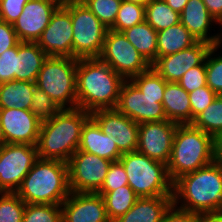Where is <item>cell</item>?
Segmentation results:
<instances>
[{"instance_id": "41", "label": "cell", "mask_w": 222, "mask_h": 222, "mask_svg": "<svg viewBox=\"0 0 222 222\" xmlns=\"http://www.w3.org/2000/svg\"><path fill=\"white\" fill-rule=\"evenodd\" d=\"M16 80V46L0 55V84Z\"/></svg>"}, {"instance_id": "4", "label": "cell", "mask_w": 222, "mask_h": 222, "mask_svg": "<svg viewBox=\"0 0 222 222\" xmlns=\"http://www.w3.org/2000/svg\"><path fill=\"white\" fill-rule=\"evenodd\" d=\"M15 193L26 204L61 205L71 193L67 163L38 158Z\"/></svg>"}, {"instance_id": "44", "label": "cell", "mask_w": 222, "mask_h": 222, "mask_svg": "<svg viewBox=\"0 0 222 222\" xmlns=\"http://www.w3.org/2000/svg\"><path fill=\"white\" fill-rule=\"evenodd\" d=\"M177 207L172 204L166 211L161 222H197V213Z\"/></svg>"}, {"instance_id": "17", "label": "cell", "mask_w": 222, "mask_h": 222, "mask_svg": "<svg viewBox=\"0 0 222 222\" xmlns=\"http://www.w3.org/2000/svg\"><path fill=\"white\" fill-rule=\"evenodd\" d=\"M211 44L197 41L191 47L175 54L157 57L151 67L166 81L178 83L192 67L200 65L206 58Z\"/></svg>"}, {"instance_id": "5", "label": "cell", "mask_w": 222, "mask_h": 222, "mask_svg": "<svg viewBox=\"0 0 222 222\" xmlns=\"http://www.w3.org/2000/svg\"><path fill=\"white\" fill-rule=\"evenodd\" d=\"M214 161L213 137L192 124H178L167 171L172 182Z\"/></svg>"}, {"instance_id": "30", "label": "cell", "mask_w": 222, "mask_h": 222, "mask_svg": "<svg viewBox=\"0 0 222 222\" xmlns=\"http://www.w3.org/2000/svg\"><path fill=\"white\" fill-rule=\"evenodd\" d=\"M191 124L213 138L222 132V96L218 95L203 112L194 118Z\"/></svg>"}, {"instance_id": "32", "label": "cell", "mask_w": 222, "mask_h": 222, "mask_svg": "<svg viewBox=\"0 0 222 222\" xmlns=\"http://www.w3.org/2000/svg\"><path fill=\"white\" fill-rule=\"evenodd\" d=\"M145 21V6L122 0L116 20L110 28L122 32Z\"/></svg>"}, {"instance_id": "23", "label": "cell", "mask_w": 222, "mask_h": 222, "mask_svg": "<svg viewBox=\"0 0 222 222\" xmlns=\"http://www.w3.org/2000/svg\"><path fill=\"white\" fill-rule=\"evenodd\" d=\"M47 57L36 42H19L16 45V80L35 83Z\"/></svg>"}, {"instance_id": "48", "label": "cell", "mask_w": 222, "mask_h": 222, "mask_svg": "<svg viewBox=\"0 0 222 222\" xmlns=\"http://www.w3.org/2000/svg\"><path fill=\"white\" fill-rule=\"evenodd\" d=\"M166 3L179 14L183 11L188 0H165Z\"/></svg>"}, {"instance_id": "14", "label": "cell", "mask_w": 222, "mask_h": 222, "mask_svg": "<svg viewBox=\"0 0 222 222\" xmlns=\"http://www.w3.org/2000/svg\"><path fill=\"white\" fill-rule=\"evenodd\" d=\"M178 124L169 120L139 124L137 151L150 159L168 164Z\"/></svg>"}, {"instance_id": "6", "label": "cell", "mask_w": 222, "mask_h": 222, "mask_svg": "<svg viewBox=\"0 0 222 222\" xmlns=\"http://www.w3.org/2000/svg\"><path fill=\"white\" fill-rule=\"evenodd\" d=\"M119 161L126 171L128 185L139 198L173 195L166 164L138 151L123 153Z\"/></svg>"}, {"instance_id": "31", "label": "cell", "mask_w": 222, "mask_h": 222, "mask_svg": "<svg viewBox=\"0 0 222 222\" xmlns=\"http://www.w3.org/2000/svg\"><path fill=\"white\" fill-rule=\"evenodd\" d=\"M143 95L159 98L162 103L166 81L152 68L130 79Z\"/></svg>"}, {"instance_id": "18", "label": "cell", "mask_w": 222, "mask_h": 222, "mask_svg": "<svg viewBox=\"0 0 222 222\" xmlns=\"http://www.w3.org/2000/svg\"><path fill=\"white\" fill-rule=\"evenodd\" d=\"M0 122L5 143L36 146L41 122L30 110L0 109Z\"/></svg>"}, {"instance_id": "37", "label": "cell", "mask_w": 222, "mask_h": 222, "mask_svg": "<svg viewBox=\"0 0 222 222\" xmlns=\"http://www.w3.org/2000/svg\"><path fill=\"white\" fill-rule=\"evenodd\" d=\"M218 48L220 44L212 46L206 55V84L217 95L222 96V56H212Z\"/></svg>"}, {"instance_id": "20", "label": "cell", "mask_w": 222, "mask_h": 222, "mask_svg": "<svg viewBox=\"0 0 222 222\" xmlns=\"http://www.w3.org/2000/svg\"><path fill=\"white\" fill-rule=\"evenodd\" d=\"M180 22L189 30L190 34L197 40L214 45L222 42L221 34L208 36L211 23L218 22L208 12L202 0H188L183 11L180 13Z\"/></svg>"}, {"instance_id": "7", "label": "cell", "mask_w": 222, "mask_h": 222, "mask_svg": "<svg viewBox=\"0 0 222 222\" xmlns=\"http://www.w3.org/2000/svg\"><path fill=\"white\" fill-rule=\"evenodd\" d=\"M77 62L76 58L48 56L35 82L61 109L77 107Z\"/></svg>"}, {"instance_id": "10", "label": "cell", "mask_w": 222, "mask_h": 222, "mask_svg": "<svg viewBox=\"0 0 222 222\" xmlns=\"http://www.w3.org/2000/svg\"><path fill=\"white\" fill-rule=\"evenodd\" d=\"M38 159L37 147L5 143L0 147V193H15Z\"/></svg>"}, {"instance_id": "43", "label": "cell", "mask_w": 222, "mask_h": 222, "mask_svg": "<svg viewBox=\"0 0 222 222\" xmlns=\"http://www.w3.org/2000/svg\"><path fill=\"white\" fill-rule=\"evenodd\" d=\"M12 24L0 20V55L19 43Z\"/></svg>"}, {"instance_id": "28", "label": "cell", "mask_w": 222, "mask_h": 222, "mask_svg": "<svg viewBox=\"0 0 222 222\" xmlns=\"http://www.w3.org/2000/svg\"><path fill=\"white\" fill-rule=\"evenodd\" d=\"M104 200L107 216L111 222L124 215L139 198L129 185L113 191H98Z\"/></svg>"}, {"instance_id": "47", "label": "cell", "mask_w": 222, "mask_h": 222, "mask_svg": "<svg viewBox=\"0 0 222 222\" xmlns=\"http://www.w3.org/2000/svg\"><path fill=\"white\" fill-rule=\"evenodd\" d=\"M197 222H222V211L219 213L197 214Z\"/></svg>"}, {"instance_id": "11", "label": "cell", "mask_w": 222, "mask_h": 222, "mask_svg": "<svg viewBox=\"0 0 222 222\" xmlns=\"http://www.w3.org/2000/svg\"><path fill=\"white\" fill-rule=\"evenodd\" d=\"M111 163L112 161L92 153L77 150L67 162L71 192L97 193Z\"/></svg>"}, {"instance_id": "26", "label": "cell", "mask_w": 222, "mask_h": 222, "mask_svg": "<svg viewBox=\"0 0 222 222\" xmlns=\"http://www.w3.org/2000/svg\"><path fill=\"white\" fill-rule=\"evenodd\" d=\"M197 40L181 23L157 32V57L175 54L194 45Z\"/></svg>"}, {"instance_id": "22", "label": "cell", "mask_w": 222, "mask_h": 222, "mask_svg": "<svg viewBox=\"0 0 222 222\" xmlns=\"http://www.w3.org/2000/svg\"><path fill=\"white\" fill-rule=\"evenodd\" d=\"M172 204V196L141 197L114 222H161Z\"/></svg>"}, {"instance_id": "39", "label": "cell", "mask_w": 222, "mask_h": 222, "mask_svg": "<svg viewBox=\"0 0 222 222\" xmlns=\"http://www.w3.org/2000/svg\"><path fill=\"white\" fill-rule=\"evenodd\" d=\"M178 84L188 93L206 86L205 60L200 65L189 69L181 77Z\"/></svg>"}, {"instance_id": "33", "label": "cell", "mask_w": 222, "mask_h": 222, "mask_svg": "<svg viewBox=\"0 0 222 222\" xmlns=\"http://www.w3.org/2000/svg\"><path fill=\"white\" fill-rule=\"evenodd\" d=\"M22 222H62L61 205L26 204Z\"/></svg>"}, {"instance_id": "49", "label": "cell", "mask_w": 222, "mask_h": 222, "mask_svg": "<svg viewBox=\"0 0 222 222\" xmlns=\"http://www.w3.org/2000/svg\"><path fill=\"white\" fill-rule=\"evenodd\" d=\"M123 1L132 2V3H135V4L146 6L151 0H123Z\"/></svg>"}, {"instance_id": "42", "label": "cell", "mask_w": 222, "mask_h": 222, "mask_svg": "<svg viewBox=\"0 0 222 222\" xmlns=\"http://www.w3.org/2000/svg\"><path fill=\"white\" fill-rule=\"evenodd\" d=\"M29 0H0V20L13 24Z\"/></svg>"}, {"instance_id": "34", "label": "cell", "mask_w": 222, "mask_h": 222, "mask_svg": "<svg viewBox=\"0 0 222 222\" xmlns=\"http://www.w3.org/2000/svg\"><path fill=\"white\" fill-rule=\"evenodd\" d=\"M0 195V222H22L26 203L16 193Z\"/></svg>"}, {"instance_id": "45", "label": "cell", "mask_w": 222, "mask_h": 222, "mask_svg": "<svg viewBox=\"0 0 222 222\" xmlns=\"http://www.w3.org/2000/svg\"><path fill=\"white\" fill-rule=\"evenodd\" d=\"M208 12L222 26V0H202Z\"/></svg>"}, {"instance_id": "50", "label": "cell", "mask_w": 222, "mask_h": 222, "mask_svg": "<svg viewBox=\"0 0 222 222\" xmlns=\"http://www.w3.org/2000/svg\"><path fill=\"white\" fill-rule=\"evenodd\" d=\"M4 144H5V137H4L1 122H0V147Z\"/></svg>"}, {"instance_id": "8", "label": "cell", "mask_w": 222, "mask_h": 222, "mask_svg": "<svg viewBox=\"0 0 222 222\" xmlns=\"http://www.w3.org/2000/svg\"><path fill=\"white\" fill-rule=\"evenodd\" d=\"M73 58H99L108 28L81 0H70Z\"/></svg>"}, {"instance_id": "35", "label": "cell", "mask_w": 222, "mask_h": 222, "mask_svg": "<svg viewBox=\"0 0 222 222\" xmlns=\"http://www.w3.org/2000/svg\"><path fill=\"white\" fill-rule=\"evenodd\" d=\"M110 29L117 17L122 0H81Z\"/></svg>"}, {"instance_id": "3", "label": "cell", "mask_w": 222, "mask_h": 222, "mask_svg": "<svg viewBox=\"0 0 222 222\" xmlns=\"http://www.w3.org/2000/svg\"><path fill=\"white\" fill-rule=\"evenodd\" d=\"M91 117L81 108L61 109L53 118L42 122L36 144L38 158L68 162L78 150L82 128Z\"/></svg>"}, {"instance_id": "38", "label": "cell", "mask_w": 222, "mask_h": 222, "mask_svg": "<svg viewBox=\"0 0 222 222\" xmlns=\"http://www.w3.org/2000/svg\"><path fill=\"white\" fill-rule=\"evenodd\" d=\"M218 95L207 85L189 93L191 104V123L194 118L203 112Z\"/></svg>"}, {"instance_id": "24", "label": "cell", "mask_w": 222, "mask_h": 222, "mask_svg": "<svg viewBox=\"0 0 222 222\" xmlns=\"http://www.w3.org/2000/svg\"><path fill=\"white\" fill-rule=\"evenodd\" d=\"M162 105L167 120L177 124H191L189 93L178 83H166Z\"/></svg>"}, {"instance_id": "29", "label": "cell", "mask_w": 222, "mask_h": 222, "mask_svg": "<svg viewBox=\"0 0 222 222\" xmlns=\"http://www.w3.org/2000/svg\"><path fill=\"white\" fill-rule=\"evenodd\" d=\"M145 21L157 32L180 22V14L165 0H151L145 6Z\"/></svg>"}, {"instance_id": "16", "label": "cell", "mask_w": 222, "mask_h": 222, "mask_svg": "<svg viewBox=\"0 0 222 222\" xmlns=\"http://www.w3.org/2000/svg\"><path fill=\"white\" fill-rule=\"evenodd\" d=\"M63 0H29L12 24L20 42H37Z\"/></svg>"}, {"instance_id": "15", "label": "cell", "mask_w": 222, "mask_h": 222, "mask_svg": "<svg viewBox=\"0 0 222 222\" xmlns=\"http://www.w3.org/2000/svg\"><path fill=\"white\" fill-rule=\"evenodd\" d=\"M104 134L111 139L123 153L137 151L139 139V123L134 122L116 109H99L90 113Z\"/></svg>"}, {"instance_id": "27", "label": "cell", "mask_w": 222, "mask_h": 222, "mask_svg": "<svg viewBox=\"0 0 222 222\" xmlns=\"http://www.w3.org/2000/svg\"><path fill=\"white\" fill-rule=\"evenodd\" d=\"M128 41L152 65L157 59V31L146 21L122 31Z\"/></svg>"}, {"instance_id": "36", "label": "cell", "mask_w": 222, "mask_h": 222, "mask_svg": "<svg viewBox=\"0 0 222 222\" xmlns=\"http://www.w3.org/2000/svg\"><path fill=\"white\" fill-rule=\"evenodd\" d=\"M61 108L37 86L33 90L30 111L42 123L53 118Z\"/></svg>"}, {"instance_id": "40", "label": "cell", "mask_w": 222, "mask_h": 222, "mask_svg": "<svg viewBox=\"0 0 222 222\" xmlns=\"http://www.w3.org/2000/svg\"><path fill=\"white\" fill-rule=\"evenodd\" d=\"M124 185H128L126 171L119 160L112 161L104 183L99 191H113Z\"/></svg>"}, {"instance_id": "1", "label": "cell", "mask_w": 222, "mask_h": 222, "mask_svg": "<svg viewBox=\"0 0 222 222\" xmlns=\"http://www.w3.org/2000/svg\"><path fill=\"white\" fill-rule=\"evenodd\" d=\"M77 107L87 112L115 109L125 81L100 58L78 59L76 70Z\"/></svg>"}, {"instance_id": "9", "label": "cell", "mask_w": 222, "mask_h": 222, "mask_svg": "<svg viewBox=\"0 0 222 222\" xmlns=\"http://www.w3.org/2000/svg\"><path fill=\"white\" fill-rule=\"evenodd\" d=\"M99 58L124 80L148 70L151 64L136 50L122 32L108 29Z\"/></svg>"}, {"instance_id": "19", "label": "cell", "mask_w": 222, "mask_h": 222, "mask_svg": "<svg viewBox=\"0 0 222 222\" xmlns=\"http://www.w3.org/2000/svg\"><path fill=\"white\" fill-rule=\"evenodd\" d=\"M62 222H111L98 193L71 192L61 203Z\"/></svg>"}, {"instance_id": "2", "label": "cell", "mask_w": 222, "mask_h": 222, "mask_svg": "<svg viewBox=\"0 0 222 222\" xmlns=\"http://www.w3.org/2000/svg\"><path fill=\"white\" fill-rule=\"evenodd\" d=\"M173 204L197 213L222 211V164L216 161L185 174L173 182ZM179 200V201H178ZM178 203V204H177Z\"/></svg>"}, {"instance_id": "46", "label": "cell", "mask_w": 222, "mask_h": 222, "mask_svg": "<svg viewBox=\"0 0 222 222\" xmlns=\"http://www.w3.org/2000/svg\"><path fill=\"white\" fill-rule=\"evenodd\" d=\"M214 161L222 164V132L213 138Z\"/></svg>"}, {"instance_id": "21", "label": "cell", "mask_w": 222, "mask_h": 222, "mask_svg": "<svg viewBox=\"0 0 222 222\" xmlns=\"http://www.w3.org/2000/svg\"><path fill=\"white\" fill-rule=\"evenodd\" d=\"M111 137L110 134H104L97 122L90 117L82 128L78 150L92 153L110 161H118L122 153Z\"/></svg>"}, {"instance_id": "12", "label": "cell", "mask_w": 222, "mask_h": 222, "mask_svg": "<svg viewBox=\"0 0 222 222\" xmlns=\"http://www.w3.org/2000/svg\"><path fill=\"white\" fill-rule=\"evenodd\" d=\"M72 41L70 0H63L36 43L48 56L73 58Z\"/></svg>"}, {"instance_id": "13", "label": "cell", "mask_w": 222, "mask_h": 222, "mask_svg": "<svg viewBox=\"0 0 222 222\" xmlns=\"http://www.w3.org/2000/svg\"><path fill=\"white\" fill-rule=\"evenodd\" d=\"M115 109L139 124L167 120L159 98L143 95L130 80L122 83Z\"/></svg>"}, {"instance_id": "25", "label": "cell", "mask_w": 222, "mask_h": 222, "mask_svg": "<svg viewBox=\"0 0 222 222\" xmlns=\"http://www.w3.org/2000/svg\"><path fill=\"white\" fill-rule=\"evenodd\" d=\"M36 83L12 80L0 84V109L30 110Z\"/></svg>"}]
</instances>
